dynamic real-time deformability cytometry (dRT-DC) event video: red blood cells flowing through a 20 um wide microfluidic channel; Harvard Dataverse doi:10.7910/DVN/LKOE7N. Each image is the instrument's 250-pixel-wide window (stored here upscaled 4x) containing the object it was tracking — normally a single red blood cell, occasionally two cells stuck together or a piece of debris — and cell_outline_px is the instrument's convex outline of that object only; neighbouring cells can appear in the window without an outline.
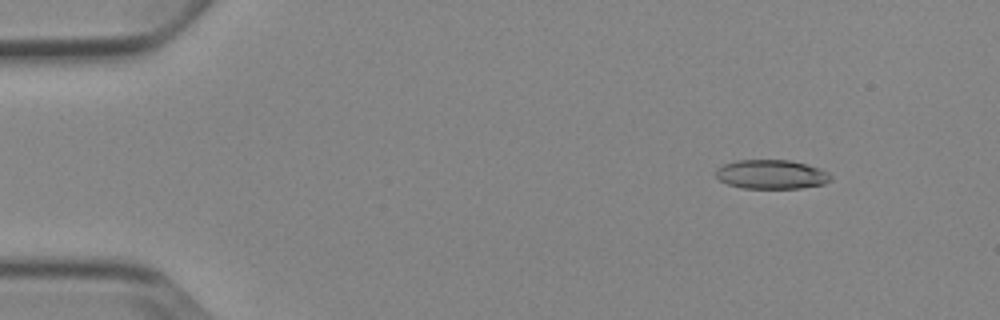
{"species": "Egyptian fruit bat (a non-hibernating species)", "species_latin": "Rousettus aegyptiacus", "temperature_condition": "cold", "stored_images_in_passage": 4, "camera_frame_rate_fps": 3000, "um_per_image_px": 0.085, "animal": {"sex": "female"}, "frame": {"image": 1, "passage_image": 2, "time_ms": 1.0, "image_size_px": [1000, 320], "cell_outline_px": [[832, 180], [824, 184], [800, 188], [744, 188], [728, 184], [720, 180], [716, 176], [716, 168], [724, 164], [736, 160], [792, 160], [820, 168], [828, 172], [832, 176]], "centroid_in_image_um": [65.6, 14.81], "position_along_channel_um": 19.4, "area_um2": 19.59}}